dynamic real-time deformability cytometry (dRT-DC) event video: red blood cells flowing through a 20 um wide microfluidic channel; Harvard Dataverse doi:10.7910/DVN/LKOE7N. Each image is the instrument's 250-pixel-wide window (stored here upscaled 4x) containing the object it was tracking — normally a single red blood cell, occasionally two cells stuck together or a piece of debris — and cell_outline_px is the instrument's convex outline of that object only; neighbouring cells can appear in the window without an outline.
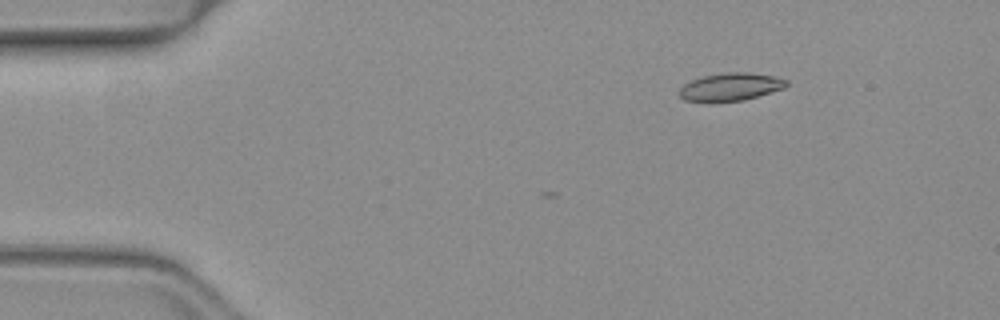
{"species": "common noctule bat (a hibernating species)", "species_latin": "Nyctalus noctula", "temperature_condition": "warm", "stored_images_in_passage": 4, "camera_frame_rate_fps": 3000, "um_per_image_px": 0.085, "animal": {"sex": "female", "body_mass_g": 19.3, "forearm_length_mm": 54.1}, "frame": {"image": 1, "passage_image": 1, "time_ms": 0.0, "image_size_px": [1000, 320], "cell_outline_px": [[788, 84], [784, 88], [744, 100], [716, 104], [708, 104], [684, 100], [680, 96], [680, 88], [684, 84], [692, 80], [704, 76], [724, 72], [748, 72], [772, 76], [788, 80]], "centroid_in_image_um": [62.05, 7.42], "position_along_channel_um": 23.0, "area_um2": 17.8}}